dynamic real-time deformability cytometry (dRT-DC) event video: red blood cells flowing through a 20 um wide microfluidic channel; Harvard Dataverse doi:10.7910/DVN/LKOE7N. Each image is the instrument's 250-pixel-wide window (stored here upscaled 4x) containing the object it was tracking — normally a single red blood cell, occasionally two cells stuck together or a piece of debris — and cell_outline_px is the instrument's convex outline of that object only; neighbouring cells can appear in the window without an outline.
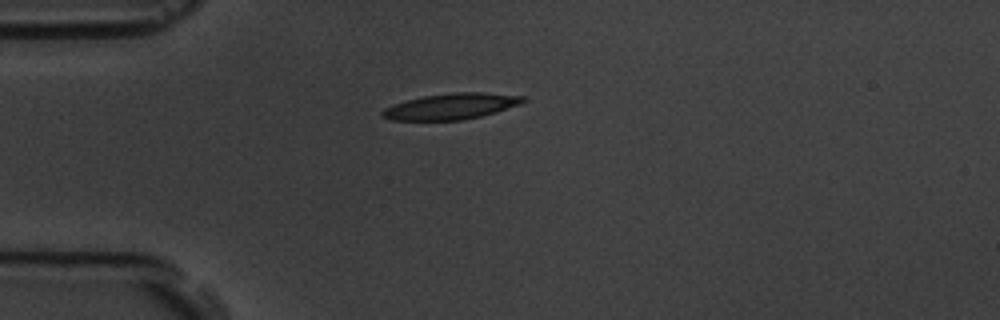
{"species": "common noctule bat (a hibernating species)", "species_latin": "Nyctalus noctula", "temperature_condition": "room temperature", "stored_images_in_passage": 10, "camera_frame_rate_fps": 3000, "um_per_image_px": 0.085, "animal": {"sex": "male", "body_mass_g": 19.5, "forearm_length_mm": 54.6}, "frame": {"image": 1, "passage_image": 1, "time_ms": 0.0, "image_size_px": [1000, 320], "cell_outline_px": [[528, 100], [520, 104], [496, 112], [480, 116], [460, 120], [392, 120], [380, 116], [380, 112], [384, 108], [408, 100], [424, 96], [452, 92], [484, 92], [524, 96]], "centroid_in_image_um": [38.37, 9.03], "position_along_channel_um": 46.6, "area_um2": 21.21}}
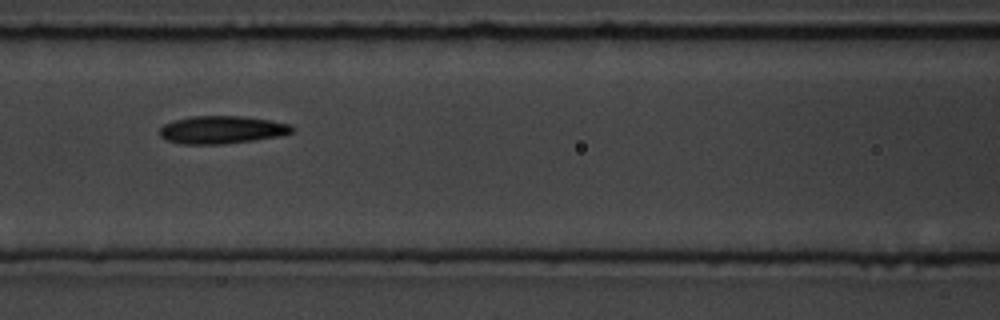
{"frame": {"image": 2, "passage_image": 4, "time_ms": 3.333, "image_size_px": [1000, 320], "cell_outline_px": [[296, 128], [292, 132], [284, 136], [224, 144], [180, 144], [164, 140], [160, 136], [160, 128], [164, 124], [176, 120], [192, 116], [240, 116], [268, 120], [292, 124]], "centroid_in_image_um": [18.89, 11.04], "position_along_channel_um": 147.7, "area_um2": 21.62}}
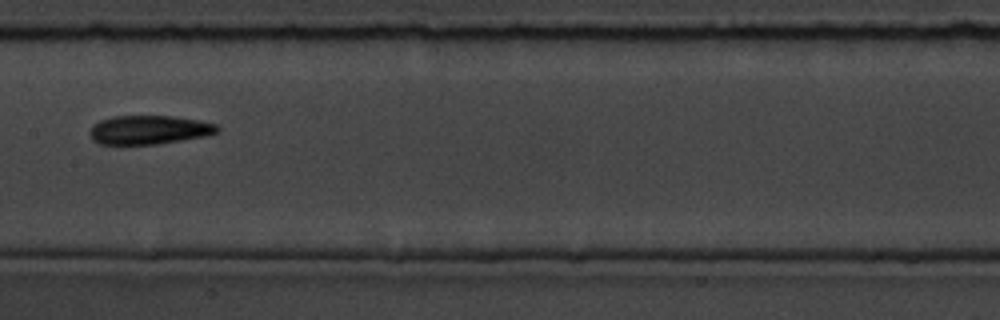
{"frame": {"image": 3, "passage_image": 5, "time_ms": 4.667, "image_size_px": [1000, 320], "cell_outline_px": [[220, 128], [216, 132], [208, 136], [156, 144], [100, 144], [92, 140], [92, 128], [100, 120], [112, 116], [172, 116], [200, 120], [216, 124]], "centroid_in_image_um": [12.72, 11.03], "position_along_channel_um": 194.7, "area_um2": 21.27}, "authors_computed_cell_mechanics": {"area_um2": 21.386, "velocity_mm_per_s": 3.5361, "shape_relaxation_time_tau1_ms": null, "shape_relaxation_time_tau2_ms": 9.8279, "deformation_change_tau1": null, "deformation_change_tau2": 0.1752}}